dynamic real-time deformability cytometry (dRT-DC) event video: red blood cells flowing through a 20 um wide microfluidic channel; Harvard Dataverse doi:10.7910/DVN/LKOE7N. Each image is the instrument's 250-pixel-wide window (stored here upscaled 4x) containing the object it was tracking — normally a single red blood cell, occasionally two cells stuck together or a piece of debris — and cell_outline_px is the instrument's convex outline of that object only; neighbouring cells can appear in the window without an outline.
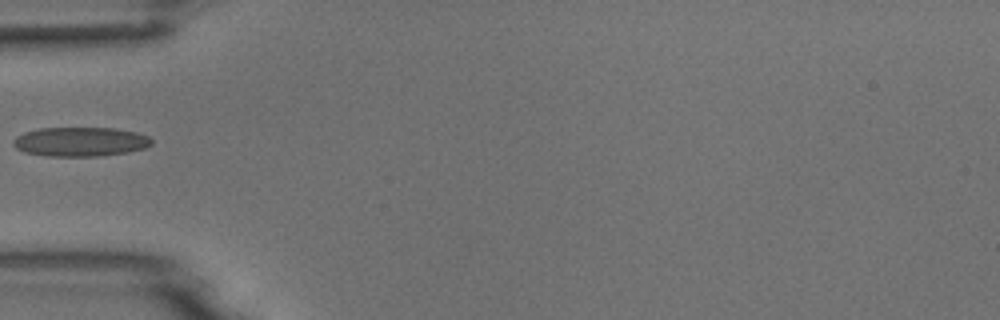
{"species": "common noctule bat (a hibernating species)", "species_latin": "Nyctalus noctula", "temperature_condition": "room temperature", "stored_images_in_passage": 7, "camera_frame_rate_fps": 3000, "um_per_image_px": 0.085, "animal": {"sex": "male", "body_mass_g": 18.8}, "frame": {"image": 1, "passage_image": 5, "time_ms": 4.667, "image_size_px": [1000, 320], "cell_outline_px": [[152, 144], [144, 148], [128, 152], [100, 156], [48, 156], [24, 152], [16, 148], [12, 144], [12, 140], [16, 136], [24, 132], [40, 128], [112, 128], [136, 132], [148, 136], [152, 140]], "centroid_in_image_um": [6.8, 12.05], "position_along_channel_um": 78.2, "area_um2": 23.64}}